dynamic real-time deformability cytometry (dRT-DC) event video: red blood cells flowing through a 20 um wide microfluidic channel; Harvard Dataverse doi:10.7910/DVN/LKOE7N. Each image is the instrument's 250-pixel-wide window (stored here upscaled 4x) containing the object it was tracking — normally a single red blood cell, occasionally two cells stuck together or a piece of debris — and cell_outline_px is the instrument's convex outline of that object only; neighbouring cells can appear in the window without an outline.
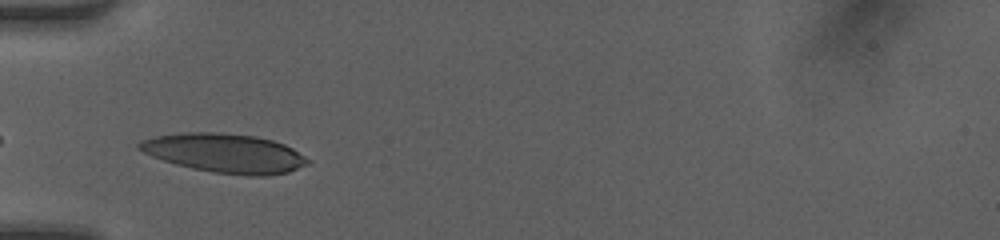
{"species": "human", "species_latin": "Homo sapiens", "temperature_condition": "room temperature", "stored_images_in_passage": 29, "camera_frame_rate_fps": 3000, "um_per_image_px": 0.085, "donor": {"sex": "female"}, "frame": {"image": 1, "passage_image": 1, "time_ms": 0.0, "image_size_px": [1000, 240], "cell_outline_px": [[312, 160], [308, 164], [288, 172], [268, 176], [248, 176], [212, 172], [192, 168], [176, 164], [152, 156], [136, 148], [136, 144], [140, 140], [156, 136], [188, 132], [212, 132], [256, 136], [272, 140], [284, 144], [292, 148]], "centroid_in_image_um": [19.12, 13.02], "position_along_channel_um": 65.9, "area_um2": 38.38}}
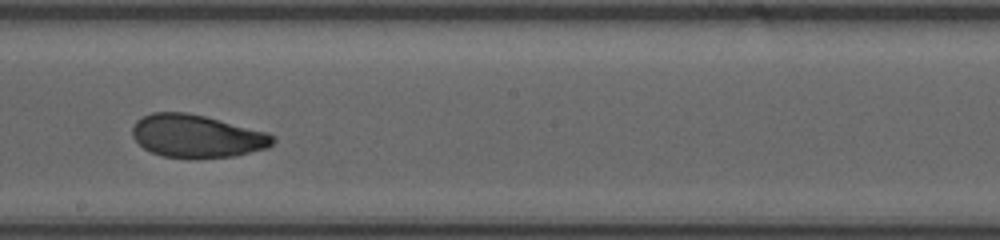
{"frame": {"image": 2, "passage_image": 13, "time_ms": 4.0, "image_size_px": [1000, 240], "cell_outline_px": [[276, 140], [268, 148], [236, 156], [192, 160], [164, 156], [152, 152], [144, 148], [132, 136], [132, 124], [136, 120], [152, 112], [188, 112], [268, 132], [276, 136]], "centroid_in_image_um": [16.75, 11.59], "position_along_channel_um": 231.5, "area_um2": 35.66}}
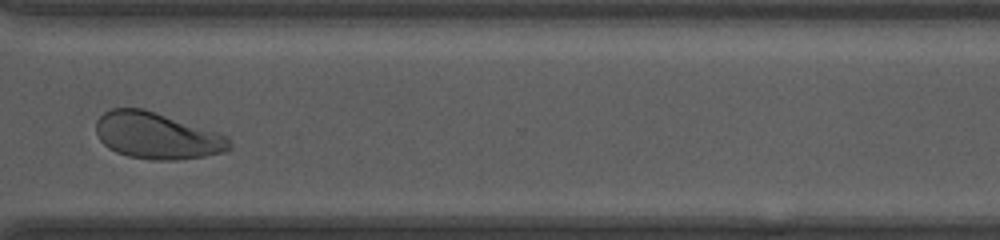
{"frame": {"image": 3, "passage_image": 22, "time_ms": 7.0, "image_size_px": [1000, 240], "cell_outline_px": [[232, 148], [224, 152], [204, 156], [176, 160], [156, 160], [128, 156], [116, 152], [108, 148], [100, 140], [96, 132], [96, 120], [104, 112], [112, 108], [144, 108], [228, 136], [232, 144]], "centroid_in_image_um": [13.33, 11.53], "position_along_channel_um": 357.3, "area_um2": 36.13}, "authors_computed_cell_mechanics": {"area_um2": 35.6626, "velocity_mm_per_s": 4.2089, "shape_relaxation_time_tau1_ms": 5.6977, "shape_relaxation_time_tau2_ms": 1.2747, "deformation_change_tau1": 0.1605, "deformation_change_tau2": 0.07}}